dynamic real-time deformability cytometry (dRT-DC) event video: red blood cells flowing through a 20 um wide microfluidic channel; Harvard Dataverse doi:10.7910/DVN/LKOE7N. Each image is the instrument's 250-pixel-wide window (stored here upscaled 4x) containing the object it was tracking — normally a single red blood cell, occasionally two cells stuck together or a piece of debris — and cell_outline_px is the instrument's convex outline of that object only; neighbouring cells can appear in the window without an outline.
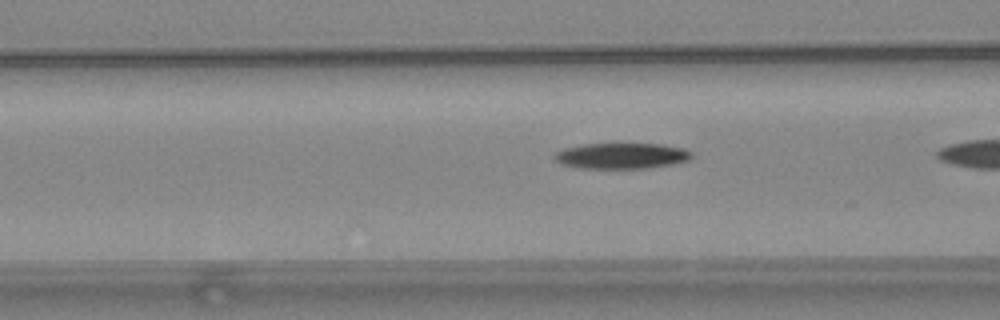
{"species": "common noctule bat (a hibernating species)", "species_latin": "Nyctalus noctula", "temperature_condition": "warm", "stored_images_in_passage": 19, "camera_frame_rate_fps": 3000, "um_per_image_px": 0.085, "animal": {"sex": "female", "body_mass_g": 24.6, "forearm_length_mm": 56.2}, "frame": {"image": 1, "passage_image": 15, "time_ms": 4.667, "image_size_px": [1000, 320], "cell_outline_px": [[692, 156], [688, 160], [672, 164], [652, 168], [580, 168], [560, 164], [552, 156], [556, 152], [564, 148], [580, 144], [660, 144], [684, 148], [692, 152]], "centroid_in_image_um": [52.81, 13.25], "position_along_channel_um": 113.8, "area_um2": 20.69}}